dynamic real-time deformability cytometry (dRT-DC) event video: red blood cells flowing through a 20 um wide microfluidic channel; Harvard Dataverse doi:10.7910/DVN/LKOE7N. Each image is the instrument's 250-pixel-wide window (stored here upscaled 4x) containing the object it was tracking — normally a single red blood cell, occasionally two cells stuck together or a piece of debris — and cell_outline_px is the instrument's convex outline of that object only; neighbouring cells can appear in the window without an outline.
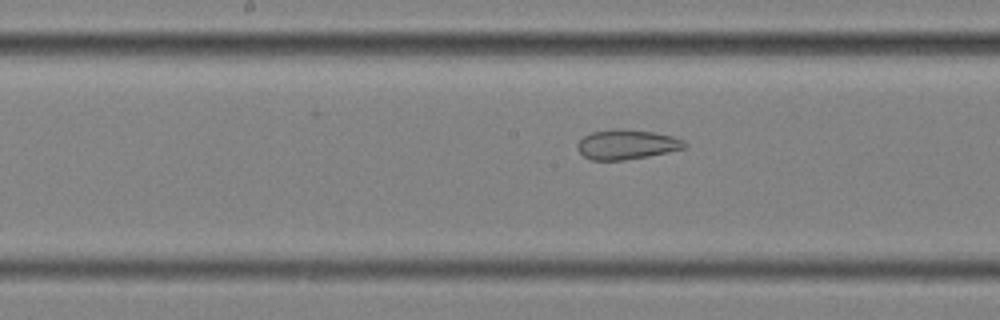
{"species": "common noctule bat (a hibernating species)", "species_latin": "Nyctalus noctula", "temperature_condition": "cold", "stored_images_in_passage": 53, "segment_of_instrument_passage": [2, 2], "camera_frame_rate_fps": 3000, "um_per_image_px": 0.085, "animal": {"sex": "female", "body_mass_g": 25.1}, "frame": {"image": 1, "passage_image": 26, "time_ms": 8.333, "image_size_px": [1000, 320], "cell_outline_px": [[688, 148], [648, 156], [624, 160], [592, 160], [584, 156], [576, 148], [576, 144], [584, 136], [592, 132], [612, 128], [620, 128], [656, 132], [672, 136], [684, 140], [688, 144]], "centroid_in_image_um": [53.3, 12.27], "position_along_channel_um": 194.9, "area_um2": 18.84}}
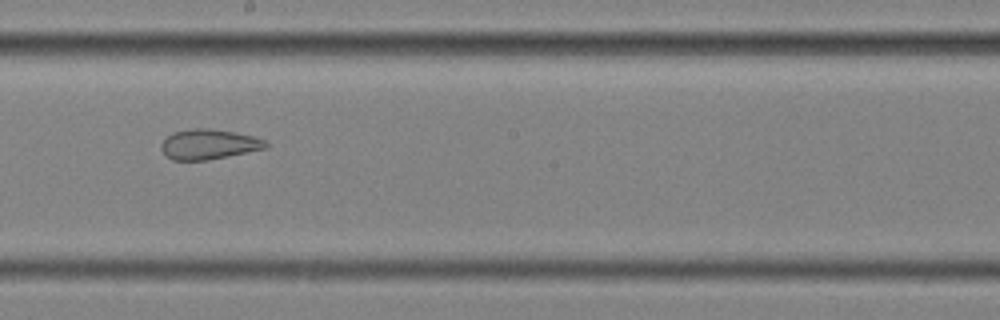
{"frame": {"image": 2, "passage_image": 29, "time_ms": 9.333, "image_size_px": [1000, 320], "cell_outline_px": [[268, 144], [264, 148], [208, 160], [172, 160], [164, 156], [160, 148], [160, 144], [172, 132], [192, 128], [208, 128], [236, 132], [252, 136], [264, 140]], "centroid_in_image_um": [17.66, 12.26], "position_along_channel_um": 230.5, "area_um2": 18.26}}
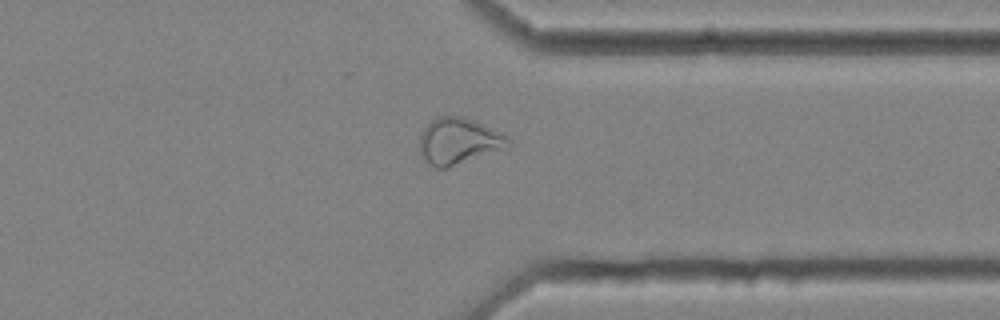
{"frame": {"image": 3, "passage_image": 41, "time_ms": 13.333, "image_size_px": [1000, 320], "cell_outline_px": [[512, 144], [508, 148], [448, 168], [436, 168], [428, 164], [424, 160], [420, 152], [420, 132], [432, 120], [440, 116], [464, 116], [504, 132], [508, 136]], "centroid_in_image_um": [39.03, 12.0], "position_along_channel_um": 372.4, "area_um2": 24.45}}